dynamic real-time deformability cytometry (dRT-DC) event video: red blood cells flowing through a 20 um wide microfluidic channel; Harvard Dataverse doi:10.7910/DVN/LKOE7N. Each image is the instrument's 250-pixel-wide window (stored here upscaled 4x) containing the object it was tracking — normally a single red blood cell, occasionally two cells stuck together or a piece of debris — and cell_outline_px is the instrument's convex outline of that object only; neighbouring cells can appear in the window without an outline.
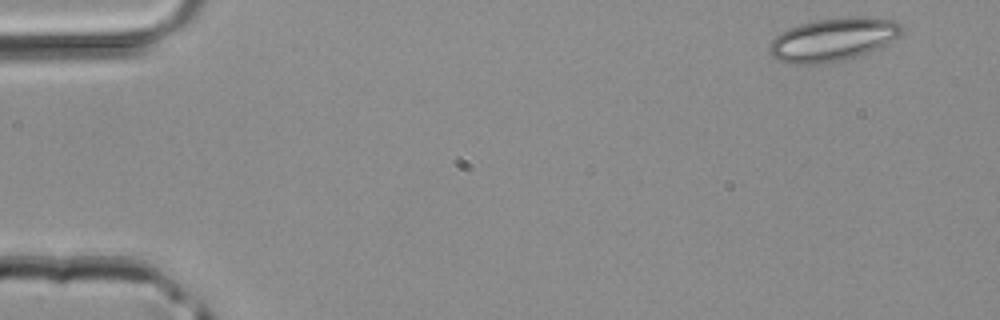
{"species": "common noctule bat (a hibernating species)", "species_latin": "Nyctalus noctula", "temperature_condition": "room temperature", "stored_images_in_passage": 3, "camera_frame_rate_fps": 3000, "um_per_image_px": 0.085, "animal": {"sex": "male", "body_mass_g": 20.4}, "frame": {"image": 1, "passage_image": 1, "time_ms": 0.0, "image_size_px": [1000, 320], "cell_outline_px": [[904, 32], [900, 36], [868, 52], [844, 60], [828, 64], [788, 64], [776, 60], [768, 52], [768, 48], [772, 40], [780, 32], [788, 28], [812, 20], [840, 16], [864, 16], [892, 20], [900, 24], [904, 28]], "centroid_in_image_um": [70.77, 3.35], "position_along_channel_um": 14.2, "area_um2": 33.81}}